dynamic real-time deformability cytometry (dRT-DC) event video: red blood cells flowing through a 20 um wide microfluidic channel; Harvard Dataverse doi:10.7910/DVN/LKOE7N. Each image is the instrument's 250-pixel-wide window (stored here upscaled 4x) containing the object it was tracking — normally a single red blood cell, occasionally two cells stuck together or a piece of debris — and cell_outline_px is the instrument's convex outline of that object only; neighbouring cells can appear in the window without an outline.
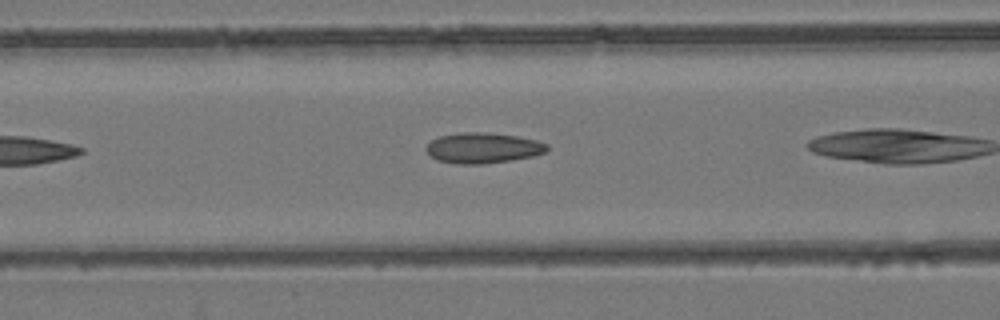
{"species": "common noctule bat (a hibernating species)", "species_latin": "Nyctalus noctula", "temperature_condition": "room temperature", "stored_images_in_passage": 10, "camera_frame_rate_fps": 3000, "um_per_image_px": 0.085, "animal": {"sex": "female", "body_mass_g": 24.6, "forearm_length_mm": 56.2}, "frame": {"image": 1, "passage_image": 5, "time_ms": 1.333, "image_size_px": [1000, 320], "cell_outline_px": [[548, 148], [544, 152], [532, 156], [512, 160], [484, 164], [456, 164], [436, 160], [424, 148], [432, 140], [440, 136], [464, 132], [484, 132], [516, 136], [536, 140], [548, 144]], "centroid_in_image_um": [41.04, 12.58], "position_along_channel_um": 125.6, "area_um2": 21.39}}